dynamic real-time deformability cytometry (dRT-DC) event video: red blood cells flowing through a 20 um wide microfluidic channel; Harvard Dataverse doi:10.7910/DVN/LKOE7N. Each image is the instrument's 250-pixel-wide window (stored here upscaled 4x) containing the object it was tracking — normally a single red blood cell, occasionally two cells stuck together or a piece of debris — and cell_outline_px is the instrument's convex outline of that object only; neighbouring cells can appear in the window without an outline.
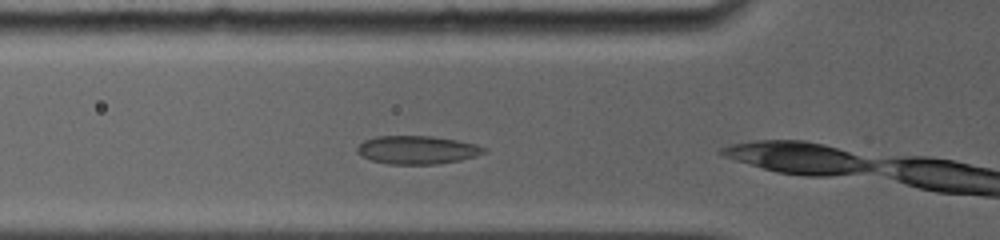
{"species": "common noctule bat (a hibernating species)", "species_latin": "Nyctalus noctula", "temperature_condition": "room temperature", "stored_images_in_passage": 4, "camera_frame_rate_fps": 5000, "um_per_image_px": 0.085, "animal": {"sex": "female", "body_mass_g": 19.0, "forearm_length_mm": 56.7}, "frame": {"image": 1, "passage_image": 3, "time_ms": 1.2, "image_size_px": [1000, 240], "cell_outline_px": [[488, 148], [484, 152], [476, 156], [460, 160], [436, 164], [388, 164], [372, 160], [356, 152], [356, 148], [364, 140], [376, 136], [428, 136], [456, 140], [476, 144]], "centroid_in_image_um": [35.46, 12.74], "position_along_channel_um": 90.3, "area_um2": 20.75}}